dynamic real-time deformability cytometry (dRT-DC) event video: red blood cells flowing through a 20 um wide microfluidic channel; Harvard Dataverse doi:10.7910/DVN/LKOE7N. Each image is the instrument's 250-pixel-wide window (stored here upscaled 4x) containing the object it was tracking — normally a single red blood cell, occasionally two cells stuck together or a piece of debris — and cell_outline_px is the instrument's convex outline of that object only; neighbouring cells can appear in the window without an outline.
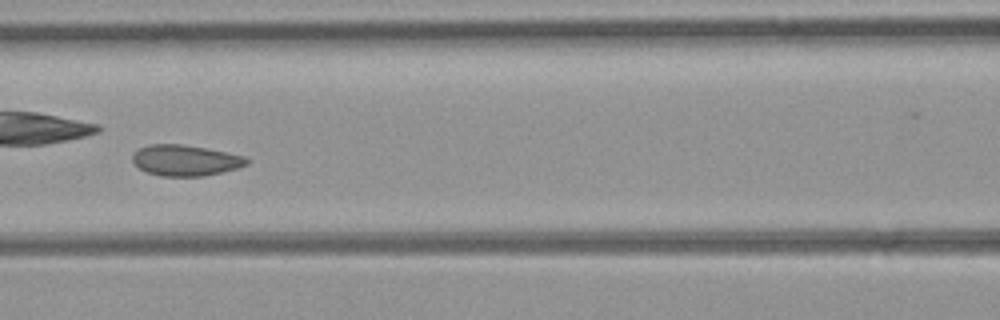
{"species": "common noctule bat (a hibernating species)", "species_latin": "Nyctalus noctula", "temperature_condition": "room temperature", "stored_images_in_passage": 48, "camera_frame_rate_fps": 3000, "um_per_image_px": 0.085, "animal": {"sex": "female", "body_mass_g": 21.9}, "frame": {"image": 1, "passage_image": 21, "time_ms": 6.667, "image_size_px": [1000, 320], "cell_outline_px": [[248, 164], [240, 168], [204, 176], [160, 176], [148, 172], [140, 168], [132, 160], [132, 156], [140, 148], [148, 144], [180, 144], [204, 148], [244, 156], [248, 160]], "centroid_in_image_um": [15.77, 13.64], "position_along_channel_um": 150.8, "area_um2": 20.35}}